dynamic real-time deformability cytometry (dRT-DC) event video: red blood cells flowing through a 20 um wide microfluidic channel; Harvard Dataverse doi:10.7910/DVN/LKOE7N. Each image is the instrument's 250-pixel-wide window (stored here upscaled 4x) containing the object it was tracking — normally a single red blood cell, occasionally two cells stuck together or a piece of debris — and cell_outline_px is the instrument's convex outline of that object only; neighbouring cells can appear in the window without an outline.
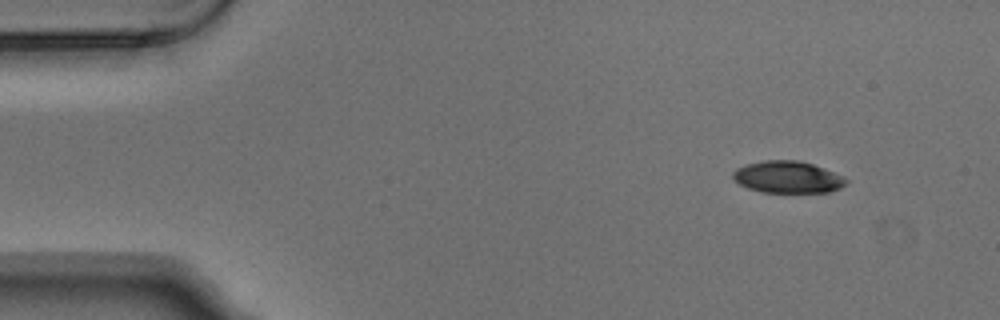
{"species": "Egyptian fruit bat (a non-hibernating species)", "species_latin": "Rousettus aegyptiacus", "temperature_condition": "warm", "stored_images_in_passage": 4, "camera_frame_rate_fps": 3000, "um_per_image_px": 0.085, "animal": {"sex": "male"}, "frame": {"image": 1, "passage_image": 1, "time_ms": 0.0, "image_size_px": [1000, 320], "cell_outline_px": [[848, 184], [840, 188], [828, 192], [760, 192], [748, 188], [740, 184], [732, 176], [732, 172], [736, 168], [748, 164], [764, 160], [800, 160], [824, 168], [844, 176], [848, 180]], "centroid_in_image_um": [66.98, 15.05], "position_along_channel_um": 18.0, "area_um2": 21.1}}
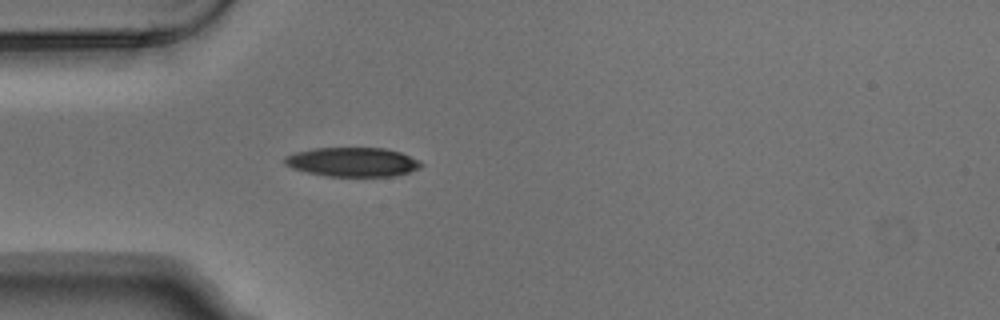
{"frame": {"image": 2, "passage_image": 4, "time_ms": 1.0, "image_size_px": [1000, 320], "cell_outline_px": [[424, 164], [420, 168], [408, 172], [392, 176], [328, 176], [308, 172], [292, 168], [284, 164], [284, 156], [296, 152], [316, 148], [384, 148], [400, 152], [420, 160]], "centroid_in_image_um": [29.98, 13.77], "position_along_channel_um": 55.0, "area_um2": 23.12}}